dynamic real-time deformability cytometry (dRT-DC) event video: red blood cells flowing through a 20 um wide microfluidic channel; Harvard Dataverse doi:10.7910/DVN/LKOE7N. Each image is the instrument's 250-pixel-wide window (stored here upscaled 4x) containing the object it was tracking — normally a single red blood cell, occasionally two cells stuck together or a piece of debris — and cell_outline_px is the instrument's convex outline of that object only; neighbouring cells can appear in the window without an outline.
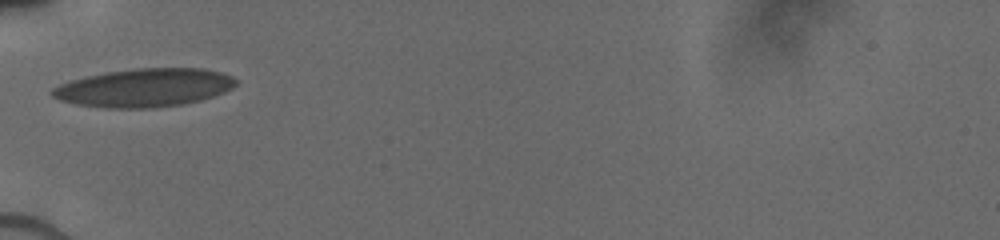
{"species": "human", "species_latin": "Homo sapiens", "temperature_condition": "cold", "stored_images_in_passage": 6, "camera_frame_rate_fps": 3000, "um_per_image_px": 0.085, "donor": {"sex": "male"}, "frame": {"image": 1, "passage_image": 1, "time_ms": 0.0, "image_size_px": [1000, 240], "cell_outline_px": [[236, 84], [232, 88], [224, 92], [200, 100], [184, 104], [148, 108], [104, 108], [76, 104], [60, 100], [52, 96], [52, 88], [60, 84], [72, 80], [88, 76], [108, 72], [132, 68], [204, 68], [220, 72], [232, 76], [236, 80]], "centroid_in_image_um": [12.28, 7.45], "position_along_channel_um": 72.7, "area_um2": 40.86}}
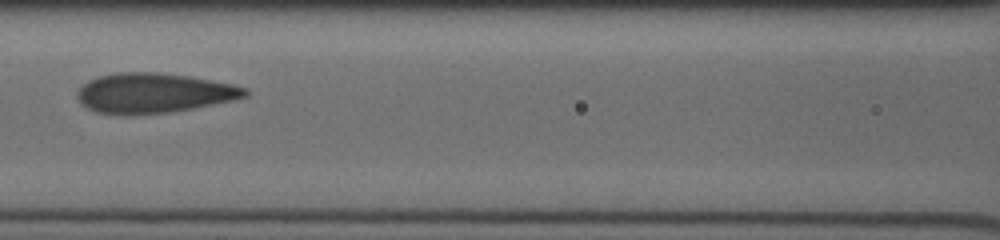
{"frame": {"image": 2, "passage_image": 3, "time_ms": 2.0, "image_size_px": [1000, 240], "cell_outline_px": [[248, 96], [232, 100], [192, 108], [168, 112], [128, 116], [96, 112], [88, 108], [76, 96], [76, 92], [88, 80], [100, 76], [120, 72], [156, 72], [188, 76], [232, 84], [248, 88]], "centroid_in_image_um": [13.05, 7.91], "position_along_channel_um": 153.5, "area_um2": 38.84}}
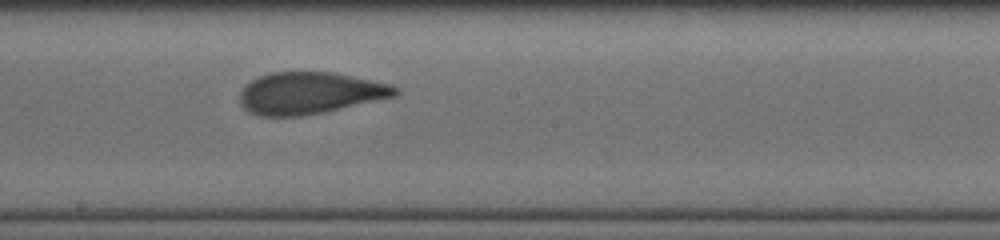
{"frame": {"image": 3, "passage_image": 5, "time_ms": 3.667, "image_size_px": [1000, 240], "cell_outline_px": [[400, 92], [396, 96], [324, 112], [304, 116], [260, 116], [248, 112], [240, 104], [240, 92], [244, 84], [260, 76], [272, 72], [332, 72], [392, 84], [400, 88]], "centroid_in_image_um": [26.33, 7.91], "position_along_channel_um": 221.9, "area_um2": 38.09}}